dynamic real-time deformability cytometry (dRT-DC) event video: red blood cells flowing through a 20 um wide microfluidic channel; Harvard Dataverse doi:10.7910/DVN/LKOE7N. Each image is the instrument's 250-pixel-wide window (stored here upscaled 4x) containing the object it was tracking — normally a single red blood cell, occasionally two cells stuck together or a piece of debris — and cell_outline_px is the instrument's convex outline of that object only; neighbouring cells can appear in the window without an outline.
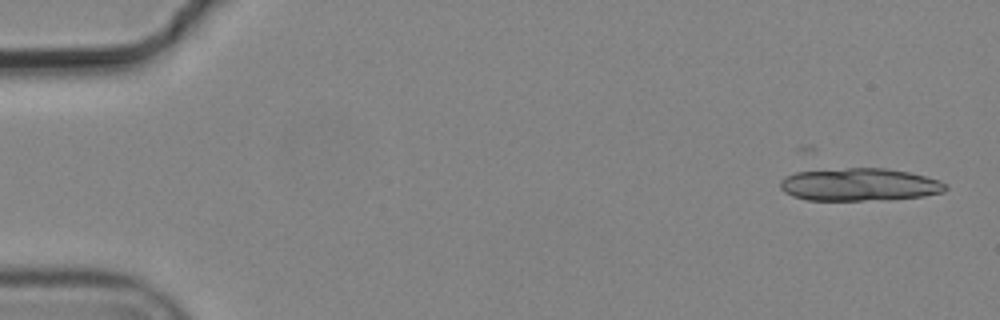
{"species": "common noctule bat (a hibernating species)", "species_latin": "Nyctalus noctula", "temperature_condition": "cold", "stored_images_in_passage": 5, "camera_frame_rate_fps": 3000, "um_per_image_px": 0.085, "animal": {"sex": "male", "body_mass_g": 19.2, "forearm_length_mm": 51.8}, "frame": {"image": 1, "passage_image": 1, "time_ms": 0.0, "image_size_px": [1000, 320], "cell_outline_px": [[948, 188], [944, 192], [924, 196], [860, 200], [808, 200], [792, 196], [784, 192], [780, 188], [780, 180], [796, 172], [848, 168], [884, 168], [908, 172], [940, 180], [948, 184]], "centroid_in_image_um": [73.06, 15.69], "position_along_channel_um": 11.9, "area_um2": 31.21}}